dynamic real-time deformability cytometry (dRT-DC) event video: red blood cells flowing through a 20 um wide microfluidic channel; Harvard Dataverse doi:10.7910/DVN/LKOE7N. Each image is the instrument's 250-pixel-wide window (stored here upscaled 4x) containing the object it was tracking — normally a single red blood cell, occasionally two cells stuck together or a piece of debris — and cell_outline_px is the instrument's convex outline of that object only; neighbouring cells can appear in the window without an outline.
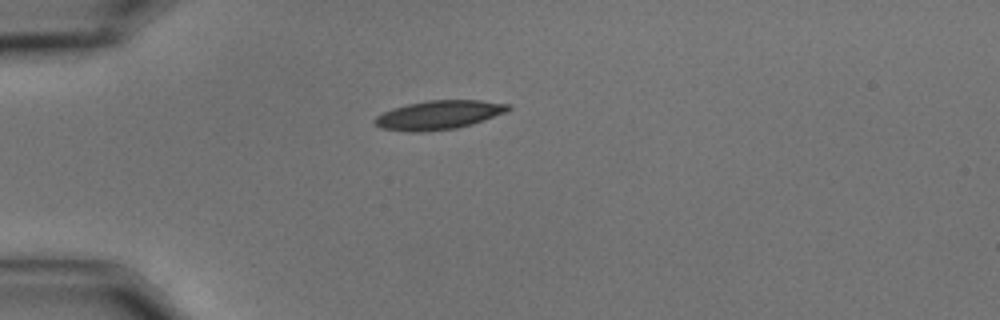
{"species": "common noctule bat (a hibernating species)", "species_latin": "Nyctalus noctula", "temperature_condition": "cold", "stored_images_in_passage": 43, "camera_frame_rate_fps": 3000, "um_per_image_px": 0.085, "animal": {"sex": "male", "body_mass_g": 15.6}, "frame": {"image": 1, "passage_image": 1, "time_ms": 0.0, "image_size_px": [1000, 320], "cell_outline_px": [[512, 108], [504, 112], [484, 120], [472, 124], [456, 128], [424, 132], [408, 132], [380, 128], [372, 120], [376, 116], [392, 108], [408, 104], [428, 100], [480, 100], [512, 104]], "centroid_in_image_um": [37.28, 9.77], "position_along_channel_um": 47.7, "area_um2": 22.54}}
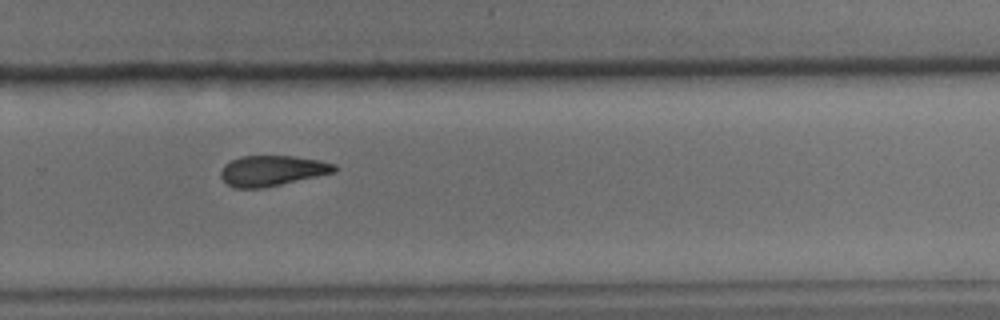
{"frame": {"image": 2, "passage_image": 25, "time_ms": 8.0, "image_size_px": [1000, 320], "cell_outline_px": [[336, 172], [264, 188], [236, 188], [228, 184], [220, 176], [220, 172], [224, 164], [240, 156], [292, 156], [320, 160], [336, 164]], "centroid_in_image_um": [23.14, 14.51], "position_along_channel_um": 306.7, "area_um2": 20.17}}
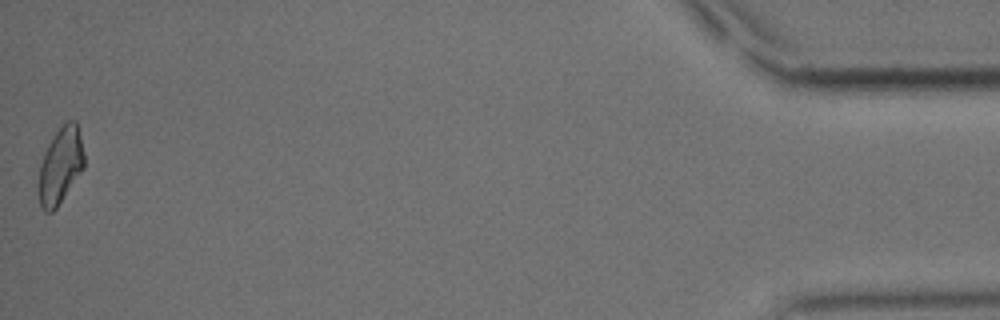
{"frame": {"image": 3, "passage_image": 43, "time_ms": 14.0, "image_size_px": [1000, 320], "cell_outline_px": [[84, 168], [56, 208], [52, 212], [44, 212], [40, 204], [36, 188], [40, 168], [44, 152], [48, 144], [56, 132], [68, 120], [76, 120], [84, 156]], "centroid_in_image_um": [5.11, 14.12], "position_along_channel_um": 430.1, "area_um2": 20.17}, "authors_computed_cell_mechanics": {"area_um2": 21.097, "velocity_mm_per_s": 3.4852, "shape_relaxation_time_tau1_ms": 7.5457, "shape_relaxation_time_tau2_ms": 4.6605, "deformation_change_tau1": 0.1495, "deformation_change_tau2": 0.1142}}